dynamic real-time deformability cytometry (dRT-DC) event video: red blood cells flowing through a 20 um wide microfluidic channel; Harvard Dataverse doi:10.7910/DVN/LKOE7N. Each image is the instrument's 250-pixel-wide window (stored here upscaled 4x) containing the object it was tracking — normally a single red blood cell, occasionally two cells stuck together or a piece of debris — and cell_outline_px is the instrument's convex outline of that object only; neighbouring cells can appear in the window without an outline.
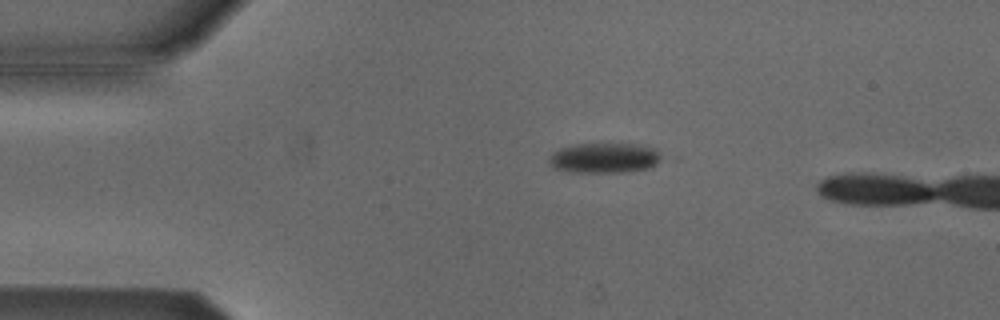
{"species": "Egyptian fruit bat (a non-hibernating species)", "species_latin": "Rousettus aegyptiacus", "temperature_condition": "cold", "stored_images_in_passage": 15, "camera_frame_rate_fps": 3000, "um_per_image_px": 0.085, "animal": {"sex": "male"}, "frame": {"image": 1, "passage_image": 11, "time_ms": 3.333, "image_size_px": [1000, 320], "cell_outline_px": [[668, 156], [656, 164], [648, 168], [624, 172], [572, 172], [552, 168], [548, 164], [548, 160], [552, 152], [560, 148], [576, 144], [644, 144], [656, 148]], "centroid_in_image_um": [51.44, 13.42], "position_along_channel_um": 33.6, "area_um2": 20.29}}